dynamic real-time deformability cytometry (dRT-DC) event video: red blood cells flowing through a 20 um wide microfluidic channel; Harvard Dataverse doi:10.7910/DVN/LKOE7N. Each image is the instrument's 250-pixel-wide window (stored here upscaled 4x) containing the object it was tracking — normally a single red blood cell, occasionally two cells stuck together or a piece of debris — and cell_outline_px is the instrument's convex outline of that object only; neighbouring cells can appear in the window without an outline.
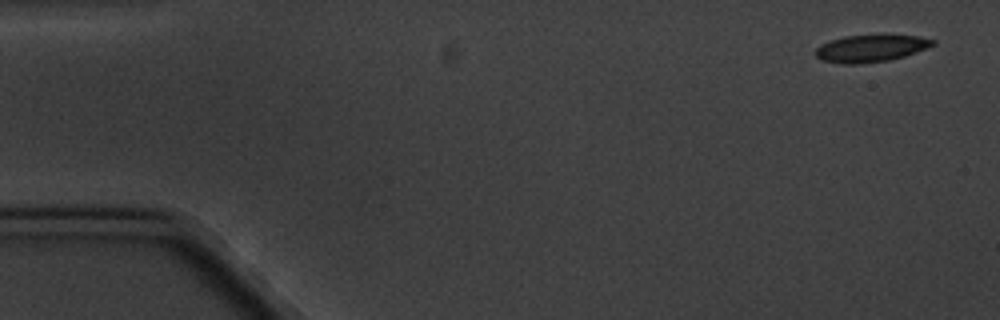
{"species": "common noctule bat (a hibernating species)", "species_latin": "Nyctalus noctula", "temperature_condition": "cold", "stored_images_in_passage": 5, "camera_frame_rate_fps": 3000, "um_per_image_px": 0.085, "animal": {"sex": "male", "body_mass_g": 20.1, "forearm_length_mm": 53.5}, "frame": {"image": 1, "passage_image": 1, "time_ms": 0.0, "image_size_px": [1000, 320], "cell_outline_px": [[936, 44], [916, 52], [904, 56], [888, 60], [856, 64], [840, 64], [820, 60], [812, 52], [820, 44], [844, 36], [916, 36], [936, 40]], "centroid_in_image_um": [73.95, 4.13], "position_along_channel_um": 11.1, "area_um2": 18.32}}